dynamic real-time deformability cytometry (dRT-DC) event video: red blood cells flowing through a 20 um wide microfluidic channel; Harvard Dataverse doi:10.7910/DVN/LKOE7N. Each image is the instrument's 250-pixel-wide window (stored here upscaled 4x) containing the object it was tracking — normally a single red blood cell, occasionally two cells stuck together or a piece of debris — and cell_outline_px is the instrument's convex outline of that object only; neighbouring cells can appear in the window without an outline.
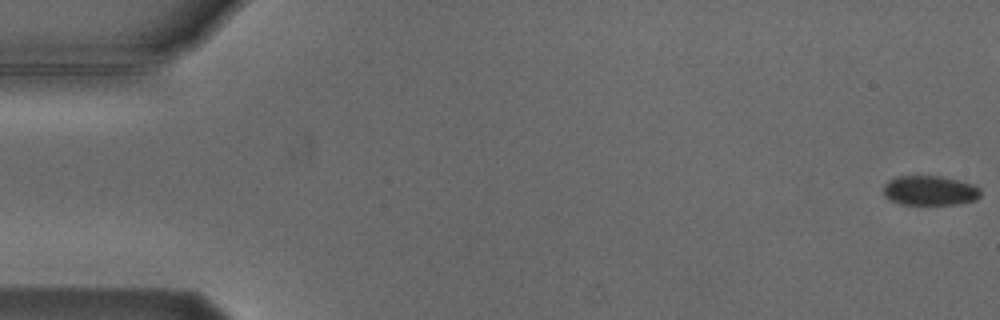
{"species": "Egyptian fruit bat (a non-hibernating species)", "species_latin": "Rousettus aegyptiacus", "temperature_condition": "cold", "stored_images_in_passage": 5, "camera_frame_rate_fps": 3000, "um_per_image_px": 0.085, "animal": {"sex": "male"}, "frame": {"image": 1, "passage_image": 1, "time_ms": 0.0, "image_size_px": [1000, 320], "cell_outline_px": [[980, 196], [976, 200], [956, 204], [900, 204], [884, 196], [884, 184], [888, 180], [896, 176], [940, 176], [960, 180], [972, 184], [980, 188]], "centroid_in_image_um": [79.04, 16.19], "position_along_channel_um": 6.0, "area_um2": 16.82}}